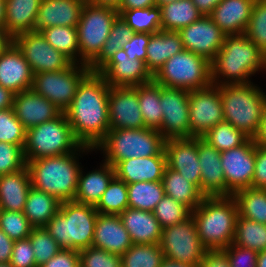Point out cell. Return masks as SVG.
Returning <instances> with one entry per match:
<instances>
[{
	"label": "cell",
	"instance_id": "obj_1",
	"mask_svg": "<svg viewBox=\"0 0 266 267\" xmlns=\"http://www.w3.org/2000/svg\"><path fill=\"white\" fill-rule=\"evenodd\" d=\"M110 85L97 72H90L78 85L70 106L64 111L74 137L95 148L109 128L108 93Z\"/></svg>",
	"mask_w": 266,
	"mask_h": 267
},
{
	"label": "cell",
	"instance_id": "obj_2",
	"mask_svg": "<svg viewBox=\"0 0 266 267\" xmlns=\"http://www.w3.org/2000/svg\"><path fill=\"white\" fill-rule=\"evenodd\" d=\"M265 54L245 34L225 36L223 45L211 62L213 85L247 84L264 70Z\"/></svg>",
	"mask_w": 266,
	"mask_h": 267
},
{
	"label": "cell",
	"instance_id": "obj_3",
	"mask_svg": "<svg viewBox=\"0 0 266 267\" xmlns=\"http://www.w3.org/2000/svg\"><path fill=\"white\" fill-rule=\"evenodd\" d=\"M95 149L81 145L75 152L27 163L33 188L56 197L60 202L73 201L81 168L79 156ZM87 152V153H86ZM80 163V164H79Z\"/></svg>",
	"mask_w": 266,
	"mask_h": 267
},
{
	"label": "cell",
	"instance_id": "obj_4",
	"mask_svg": "<svg viewBox=\"0 0 266 267\" xmlns=\"http://www.w3.org/2000/svg\"><path fill=\"white\" fill-rule=\"evenodd\" d=\"M191 215L207 249H224L234 241L238 205L233 196H205Z\"/></svg>",
	"mask_w": 266,
	"mask_h": 267
},
{
	"label": "cell",
	"instance_id": "obj_5",
	"mask_svg": "<svg viewBox=\"0 0 266 267\" xmlns=\"http://www.w3.org/2000/svg\"><path fill=\"white\" fill-rule=\"evenodd\" d=\"M97 216L93 205L65 201L44 227L61 248L81 251L92 246Z\"/></svg>",
	"mask_w": 266,
	"mask_h": 267
},
{
	"label": "cell",
	"instance_id": "obj_6",
	"mask_svg": "<svg viewBox=\"0 0 266 267\" xmlns=\"http://www.w3.org/2000/svg\"><path fill=\"white\" fill-rule=\"evenodd\" d=\"M256 85L253 82L220 85L224 121L251 139L266 109V93Z\"/></svg>",
	"mask_w": 266,
	"mask_h": 267
},
{
	"label": "cell",
	"instance_id": "obj_7",
	"mask_svg": "<svg viewBox=\"0 0 266 267\" xmlns=\"http://www.w3.org/2000/svg\"><path fill=\"white\" fill-rule=\"evenodd\" d=\"M164 143L162 134L153 128L110 129L94 149L100 150L103 160L114 167L125 159L158 155Z\"/></svg>",
	"mask_w": 266,
	"mask_h": 267
},
{
	"label": "cell",
	"instance_id": "obj_8",
	"mask_svg": "<svg viewBox=\"0 0 266 267\" xmlns=\"http://www.w3.org/2000/svg\"><path fill=\"white\" fill-rule=\"evenodd\" d=\"M82 144L74 137L64 112L53 120L26 130L23 148L26 164L41 159L75 152Z\"/></svg>",
	"mask_w": 266,
	"mask_h": 267
},
{
	"label": "cell",
	"instance_id": "obj_9",
	"mask_svg": "<svg viewBox=\"0 0 266 267\" xmlns=\"http://www.w3.org/2000/svg\"><path fill=\"white\" fill-rule=\"evenodd\" d=\"M153 80L168 88L187 91L203 89L212 84L211 62L184 49L168 59L153 76Z\"/></svg>",
	"mask_w": 266,
	"mask_h": 267
},
{
	"label": "cell",
	"instance_id": "obj_10",
	"mask_svg": "<svg viewBox=\"0 0 266 267\" xmlns=\"http://www.w3.org/2000/svg\"><path fill=\"white\" fill-rule=\"evenodd\" d=\"M118 15L115 8L85 3L77 25L80 64L89 65L100 54Z\"/></svg>",
	"mask_w": 266,
	"mask_h": 267
},
{
	"label": "cell",
	"instance_id": "obj_11",
	"mask_svg": "<svg viewBox=\"0 0 266 267\" xmlns=\"http://www.w3.org/2000/svg\"><path fill=\"white\" fill-rule=\"evenodd\" d=\"M90 72L88 65L72 63L59 71L37 73L31 89L64 112L73 101L78 85Z\"/></svg>",
	"mask_w": 266,
	"mask_h": 267
},
{
	"label": "cell",
	"instance_id": "obj_12",
	"mask_svg": "<svg viewBox=\"0 0 266 267\" xmlns=\"http://www.w3.org/2000/svg\"><path fill=\"white\" fill-rule=\"evenodd\" d=\"M159 245L165 259L197 267L207 251L200 241L192 215L180 223L162 228Z\"/></svg>",
	"mask_w": 266,
	"mask_h": 267
},
{
	"label": "cell",
	"instance_id": "obj_13",
	"mask_svg": "<svg viewBox=\"0 0 266 267\" xmlns=\"http://www.w3.org/2000/svg\"><path fill=\"white\" fill-rule=\"evenodd\" d=\"M224 121L220 86L209 85L189 91V124L191 138H201Z\"/></svg>",
	"mask_w": 266,
	"mask_h": 267
},
{
	"label": "cell",
	"instance_id": "obj_14",
	"mask_svg": "<svg viewBox=\"0 0 266 267\" xmlns=\"http://www.w3.org/2000/svg\"><path fill=\"white\" fill-rule=\"evenodd\" d=\"M13 43L22 52L33 74L59 71L73 63L63 53L52 47L41 32L30 31L19 34L13 38Z\"/></svg>",
	"mask_w": 266,
	"mask_h": 267
},
{
	"label": "cell",
	"instance_id": "obj_15",
	"mask_svg": "<svg viewBox=\"0 0 266 267\" xmlns=\"http://www.w3.org/2000/svg\"><path fill=\"white\" fill-rule=\"evenodd\" d=\"M162 123L158 131L165 140L191 138L189 91L161 86Z\"/></svg>",
	"mask_w": 266,
	"mask_h": 267
},
{
	"label": "cell",
	"instance_id": "obj_16",
	"mask_svg": "<svg viewBox=\"0 0 266 267\" xmlns=\"http://www.w3.org/2000/svg\"><path fill=\"white\" fill-rule=\"evenodd\" d=\"M255 144L249 138L239 147L221 152V166L227 185V196L252 187L255 166Z\"/></svg>",
	"mask_w": 266,
	"mask_h": 267
},
{
	"label": "cell",
	"instance_id": "obj_17",
	"mask_svg": "<svg viewBox=\"0 0 266 267\" xmlns=\"http://www.w3.org/2000/svg\"><path fill=\"white\" fill-rule=\"evenodd\" d=\"M178 33L185 50L200 55L209 62L215 59L226 36L208 15H203Z\"/></svg>",
	"mask_w": 266,
	"mask_h": 267
},
{
	"label": "cell",
	"instance_id": "obj_18",
	"mask_svg": "<svg viewBox=\"0 0 266 267\" xmlns=\"http://www.w3.org/2000/svg\"><path fill=\"white\" fill-rule=\"evenodd\" d=\"M96 72L112 87H136L153 80L145 62L131 60L123 49L113 54Z\"/></svg>",
	"mask_w": 266,
	"mask_h": 267
},
{
	"label": "cell",
	"instance_id": "obj_19",
	"mask_svg": "<svg viewBox=\"0 0 266 267\" xmlns=\"http://www.w3.org/2000/svg\"><path fill=\"white\" fill-rule=\"evenodd\" d=\"M108 111L110 129H140L146 127L139 108L138 86H110Z\"/></svg>",
	"mask_w": 266,
	"mask_h": 267
},
{
	"label": "cell",
	"instance_id": "obj_20",
	"mask_svg": "<svg viewBox=\"0 0 266 267\" xmlns=\"http://www.w3.org/2000/svg\"><path fill=\"white\" fill-rule=\"evenodd\" d=\"M164 152L167 167L179 172L200 190L198 138L167 139L164 143Z\"/></svg>",
	"mask_w": 266,
	"mask_h": 267
},
{
	"label": "cell",
	"instance_id": "obj_21",
	"mask_svg": "<svg viewBox=\"0 0 266 267\" xmlns=\"http://www.w3.org/2000/svg\"><path fill=\"white\" fill-rule=\"evenodd\" d=\"M33 71L22 52L12 43L0 54V85L14 94L30 90Z\"/></svg>",
	"mask_w": 266,
	"mask_h": 267
},
{
	"label": "cell",
	"instance_id": "obj_22",
	"mask_svg": "<svg viewBox=\"0 0 266 267\" xmlns=\"http://www.w3.org/2000/svg\"><path fill=\"white\" fill-rule=\"evenodd\" d=\"M12 108L26 129L53 120L62 113L51 101L32 89L15 94Z\"/></svg>",
	"mask_w": 266,
	"mask_h": 267
},
{
	"label": "cell",
	"instance_id": "obj_23",
	"mask_svg": "<svg viewBox=\"0 0 266 267\" xmlns=\"http://www.w3.org/2000/svg\"><path fill=\"white\" fill-rule=\"evenodd\" d=\"M198 159L201 167L200 191L205 196H227L221 152L198 138Z\"/></svg>",
	"mask_w": 266,
	"mask_h": 267
},
{
	"label": "cell",
	"instance_id": "obj_24",
	"mask_svg": "<svg viewBox=\"0 0 266 267\" xmlns=\"http://www.w3.org/2000/svg\"><path fill=\"white\" fill-rule=\"evenodd\" d=\"M130 235L117 214L98 213L92 246L123 255L132 245Z\"/></svg>",
	"mask_w": 266,
	"mask_h": 267
},
{
	"label": "cell",
	"instance_id": "obj_25",
	"mask_svg": "<svg viewBox=\"0 0 266 267\" xmlns=\"http://www.w3.org/2000/svg\"><path fill=\"white\" fill-rule=\"evenodd\" d=\"M85 0H42L34 31L52 26L77 27Z\"/></svg>",
	"mask_w": 266,
	"mask_h": 267
},
{
	"label": "cell",
	"instance_id": "obj_26",
	"mask_svg": "<svg viewBox=\"0 0 266 267\" xmlns=\"http://www.w3.org/2000/svg\"><path fill=\"white\" fill-rule=\"evenodd\" d=\"M164 149L155 156L130 158L119 161L115 166V176L126 184L143 181H161L166 169Z\"/></svg>",
	"mask_w": 266,
	"mask_h": 267
},
{
	"label": "cell",
	"instance_id": "obj_27",
	"mask_svg": "<svg viewBox=\"0 0 266 267\" xmlns=\"http://www.w3.org/2000/svg\"><path fill=\"white\" fill-rule=\"evenodd\" d=\"M255 0H221L208 15L226 36L241 35L248 26Z\"/></svg>",
	"mask_w": 266,
	"mask_h": 267
},
{
	"label": "cell",
	"instance_id": "obj_28",
	"mask_svg": "<svg viewBox=\"0 0 266 267\" xmlns=\"http://www.w3.org/2000/svg\"><path fill=\"white\" fill-rule=\"evenodd\" d=\"M119 217L133 244H159L162 227L152 212L126 208Z\"/></svg>",
	"mask_w": 266,
	"mask_h": 267
},
{
	"label": "cell",
	"instance_id": "obj_29",
	"mask_svg": "<svg viewBox=\"0 0 266 267\" xmlns=\"http://www.w3.org/2000/svg\"><path fill=\"white\" fill-rule=\"evenodd\" d=\"M100 164V168L87 173L81 168L73 201L93 206L98 203L109 183L115 177V170L112 165L104 160Z\"/></svg>",
	"mask_w": 266,
	"mask_h": 267
},
{
	"label": "cell",
	"instance_id": "obj_30",
	"mask_svg": "<svg viewBox=\"0 0 266 267\" xmlns=\"http://www.w3.org/2000/svg\"><path fill=\"white\" fill-rule=\"evenodd\" d=\"M183 50V43L178 32L160 30L150 34L146 48L147 70L154 76L168 59Z\"/></svg>",
	"mask_w": 266,
	"mask_h": 267
},
{
	"label": "cell",
	"instance_id": "obj_31",
	"mask_svg": "<svg viewBox=\"0 0 266 267\" xmlns=\"http://www.w3.org/2000/svg\"><path fill=\"white\" fill-rule=\"evenodd\" d=\"M31 185L28 167L6 175H0V209L23 212Z\"/></svg>",
	"mask_w": 266,
	"mask_h": 267
},
{
	"label": "cell",
	"instance_id": "obj_32",
	"mask_svg": "<svg viewBox=\"0 0 266 267\" xmlns=\"http://www.w3.org/2000/svg\"><path fill=\"white\" fill-rule=\"evenodd\" d=\"M5 29L15 36L34 31L42 0H5Z\"/></svg>",
	"mask_w": 266,
	"mask_h": 267
},
{
	"label": "cell",
	"instance_id": "obj_33",
	"mask_svg": "<svg viewBox=\"0 0 266 267\" xmlns=\"http://www.w3.org/2000/svg\"><path fill=\"white\" fill-rule=\"evenodd\" d=\"M161 182L165 195L187 206L191 211L198 207L205 197L193 183L167 166Z\"/></svg>",
	"mask_w": 266,
	"mask_h": 267
},
{
	"label": "cell",
	"instance_id": "obj_34",
	"mask_svg": "<svg viewBox=\"0 0 266 267\" xmlns=\"http://www.w3.org/2000/svg\"><path fill=\"white\" fill-rule=\"evenodd\" d=\"M60 204L56 197L31 187L23 213L33 228L44 227L57 214Z\"/></svg>",
	"mask_w": 266,
	"mask_h": 267
},
{
	"label": "cell",
	"instance_id": "obj_35",
	"mask_svg": "<svg viewBox=\"0 0 266 267\" xmlns=\"http://www.w3.org/2000/svg\"><path fill=\"white\" fill-rule=\"evenodd\" d=\"M160 9L163 31L178 32L203 16L192 0H177L161 6Z\"/></svg>",
	"mask_w": 266,
	"mask_h": 267
},
{
	"label": "cell",
	"instance_id": "obj_36",
	"mask_svg": "<svg viewBox=\"0 0 266 267\" xmlns=\"http://www.w3.org/2000/svg\"><path fill=\"white\" fill-rule=\"evenodd\" d=\"M161 85L152 80L138 85V101L147 128L158 130L162 123L163 109L160 103Z\"/></svg>",
	"mask_w": 266,
	"mask_h": 267
},
{
	"label": "cell",
	"instance_id": "obj_37",
	"mask_svg": "<svg viewBox=\"0 0 266 267\" xmlns=\"http://www.w3.org/2000/svg\"><path fill=\"white\" fill-rule=\"evenodd\" d=\"M128 208L153 212L157 203L165 196L161 181L134 182L127 184Z\"/></svg>",
	"mask_w": 266,
	"mask_h": 267
},
{
	"label": "cell",
	"instance_id": "obj_38",
	"mask_svg": "<svg viewBox=\"0 0 266 267\" xmlns=\"http://www.w3.org/2000/svg\"><path fill=\"white\" fill-rule=\"evenodd\" d=\"M47 42L73 63L80 64L77 27L52 26L41 31Z\"/></svg>",
	"mask_w": 266,
	"mask_h": 267
},
{
	"label": "cell",
	"instance_id": "obj_39",
	"mask_svg": "<svg viewBox=\"0 0 266 267\" xmlns=\"http://www.w3.org/2000/svg\"><path fill=\"white\" fill-rule=\"evenodd\" d=\"M233 197L240 216L266 225V189L249 187L237 191Z\"/></svg>",
	"mask_w": 266,
	"mask_h": 267
},
{
	"label": "cell",
	"instance_id": "obj_40",
	"mask_svg": "<svg viewBox=\"0 0 266 267\" xmlns=\"http://www.w3.org/2000/svg\"><path fill=\"white\" fill-rule=\"evenodd\" d=\"M134 33L132 28L118 15L100 54L88 65L91 72H96L113 54L121 50L122 46L131 40Z\"/></svg>",
	"mask_w": 266,
	"mask_h": 267
},
{
	"label": "cell",
	"instance_id": "obj_41",
	"mask_svg": "<svg viewBox=\"0 0 266 267\" xmlns=\"http://www.w3.org/2000/svg\"><path fill=\"white\" fill-rule=\"evenodd\" d=\"M233 244L257 252L266 250V225L238 214Z\"/></svg>",
	"mask_w": 266,
	"mask_h": 267
},
{
	"label": "cell",
	"instance_id": "obj_42",
	"mask_svg": "<svg viewBox=\"0 0 266 267\" xmlns=\"http://www.w3.org/2000/svg\"><path fill=\"white\" fill-rule=\"evenodd\" d=\"M122 19L135 33H157L161 30V9L159 6L118 10Z\"/></svg>",
	"mask_w": 266,
	"mask_h": 267
},
{
	"label": "cell",
	"instance_id": "obj_43",
	"mask_svg": "<svg viewBox=\"0 0 266 267\" xmlns=\"http://www.w3.org/2000/svg\"><path fill=\"white\" fill-rule=\"evenodd\" d=\"M164 254L159 244H132L121 255L122 267H160Z\"/></svg>",
	"mask_w": 266,
	"mask_h": 267
},
{
	"label": "cell",
	"instance_id": "obj_44",
	"mask_svg": "<svg viewBox=\"0 0 266 267\" xmlns=\"http://www.w3.org/2000/svg\"><path fill=\"white\" fill-rule=\"evenodd\" d=\"M201 138L219 152L239 147L249 139L243 132L226 121L217 124Z\"/></svg>",
	"mask_w": 266,
	"mask_h": 267
},
{
	"label": "cell",
	"instance_id": "obj_45",
	"mask_svg": "<svg viewBox=\"0 0 266 267\" xmlns=\"http://www.w3.org/2000/svg\"><path fill=\"white\" fill-rule=\"evenodd\" d=\"M94 207L101 214H121L128 208L127 184L115 176Z\"/></svg>",
	"mask_w": 266,
	"mask_h": 267
},
{
	"label": "cell",
	"instance_id": "obj_46",
	"mask_svg": "<svg viewBox=\"0 0 266 267\" xmlns=\"http://www.w3.org/2000/svg\"><path fill=\"white\" fill-rule=\"evenodd\" d=\"M191 212L187 206L165 195L157 203L152 213L155 215L160 226L165 228L186 220L191 216Z\"/></svg>",
	"mask_w": 266,
	"mask_h": 267
},
{
	"label": "cell",
	"instance_id": "obj_47",
	"mask_svg": "<svg viewBox=\"0 0 266 267\" xmlns=\"http://www.w3.org/2000/svg\"><path fill=\"white\" fill-rule=\"evenodd\" d=\"M29 240L34 251L37 267L42 266L61 249L57 241L48 233L45 227L32 228Z\"/></svg>",
	"mask_w": 266,
	"mask_h": 267
},
{
	"label": "cell",
	"instance_id": "obj_48",
	"mask_svg": "<svg viewBox=\"0 0 266 267\" xmlns=\"http://www.w3.org/2000/svg\"><path fill=\"white\" fill-rule=\"evenodd\" d=\"M244 34L266 53V0H255Z\"/></svg>",
	"mask_w": 266,
	"mask_h": 267
},
{
	"label": "cell",
	"instance_id": "obj_49",
	"mask_svg": "<svg viewBox=\"0 0 266 267\" xmlns=\"http://www.w3.org/2000/svg\"><path fill=\"white\" fill-rule=\"evenodd\" d=\"M26 128L15 116L13 108L0 110V142L24 148Z\"/></svg>",
	"mask_w": 266,
	"mask_h": 267
},
{
	"label": "cell",
	"instance_id": "obj_50",
	"mask_svg": "<svg viewBox=\"0 0 266 267\" xmlns=\"http://www.w3.org/2000/svg\"><path fill=\"white\" fill-rule=\"evenodd\" d=\"M32 228L23 212L0 209V229L12 240L28 238Z\"/></svg>",
	"mask_w": 266,
	"mask_h": 267
},
{
	"label": "cell",
	"instance_id": "obj_51",
	"mask_svg": "<svg viewBox=\"0 0 266 267\" xmlns=\"http://www.w3.org/2000/svg\"><path fill=\"white\" fill-rule=\"evenodd\" d=\"M80 267H122L121 255L90 246L79 251Z\"/></svg>",
	"mask_w": 266,
	"mask_h": 267
},
{
	"label": "cell",
	"instance_id": "obj_52",
	"mask_svg": "<svg viewBox=\"0 0 266 267\" xmlns=\"http://www.w3.org/2000/svg\"><path fill=\"white\" fill-rule=\"evenodd\" d=\"M26 166L21 146L0 142V175L18 172Z\"/></svg>",
	"mask_w": 266,
	"mask_h": 267
},
{
	"label": "cell",
	"instance_id": "obj_53",
	"mask_svg": "<svg viewBox=\"0 0 266 267\" xmlns=\"http://www.w3.org/2000/svg\"><path fill=\"white\" fill-rule=\"evenodd\" d=\"M9 263L12 267H37L29 237L14 241Z\"/></svg>",
	"mask_w": 266,
	"mask_h": 267
},
{
	"label": "cell",
	"instance_id": "obj_54",
	"mask_svg": "<svg viewBox=\"0 0 266 267\" xmlns=\"http://www.w3.org/2000/svg\"><path fill=\"white\" fill-rule=\"evenodd\" d=\"M224 250L227 253L230 267H256L258 252L230 244Z\"/></svg>",
	"mask_w": 266,
	"mask_h": 267
},
{
	"label": "cell",
	"instance_id": "obj_55",
	"mask_svg": "<svg viewBox=\"0 0 266 267\" xmlns=\"http://www.w3.org/2000/svg\"><path fill=\"white\" fill-rule=\"evenodd\" d=\"M150 34L149 33H134L131 40L122 46L125 50L127 56L131 60L139 59L146 62V48L149 43Z\"/></svg>",
	"mask_w": 266,
	"mask_h": 267
},
{
	"label": "cell",
	"instance_id": "obj_56",
	"mask_svg": "<svg viewBox=\"0 0 266 267\" xmlns=\"http://www.w3.org/2000/svg\"><path fill=\"white\" fill-rule=\"evenodd\" d=\"M252 188L266 189V148L255 146V166Z\"/></svg>",
	"mask_w": 266,
	"mask_h": 267
},
{
	"label": "cell",
	"instance_id": "obj_57",
	"mask_svg": "<svg viewBox=\"0 0 266 267\" xmlns=\"http://www.w3.org/2000/svg\"><path fill=\"white\" fill-rule=\"evenodd\" d=\"M40 267H80L79 251L61 248L55 256Z\"/></svg>",
	"mask_w": 266,
	"mask_h": 267
},
{
	"label": "cell",
	"instance_id": "obj_58",
	"mask_svg": "<svg viewBox=\"0 0 266 267\" xmlns=\"http://www.w3.org/2000/svg\"><path fill=\"white\" fill-rule=\"evenodd\" d=\"M198 267H230V263L224 249H207Z\"/></svg>",
	"mask_w": 266,
	"mask_h": 267
},
{
	"label": "cell",
	"instance_id": "obj_59",
	"mask_svg": "<svg viewBox=\"0 0 266 267\" xmlns=\"http://www.w3.org/2000/svg\"><path fill=\"white\" fill-rule=\"evenodd\" d=\"M14 240L0 229V263H9L12 255Z\"/></svg>",
	"mask_w": 266,
	"mask_h": 267
},
{
	"label": "cell",
	"instance_id": "obj_60",
	"mask_svg": "<svg viewBox=\"0 0 266 267\" xmlns=\"http://www.w3.org/2000/svg\"><path fill=\"white\" fill-rule=\"evenodd\" d=\"M252 140L256 146L260 148H266V109L262 115L257 131Z\"/></svg>",
	"mask_w": 266,
	"mask_h": 267
},
{
	"label": "cell",
	"instance_id": "obj_61",
	"mask_svg": "<svg viewBox=\"0 0 266 267\" xmlns=\"http://www.w3.org/2000/svg\"><path fill=\"white\" fill-rule=\"evenodd\" d=\"M156 0H122L117 10H131L156 6Z\"/></svg>",
	"mask_w": 266,
	"mask_h": 267
},
{
	"label": "cell",
	"instance_id": "obj_62",
	"mask_svg": "<svg viewBox=\"0 0 266 267\" xmlns=\"http://www.w3.org/2000/svg\"><path fill=\"white\" fill-rule=\"evenodd\" d=\"M192 2L203 15H209L221 0H192Z\"/></svg>",
	"mask_w": 266,
	"mask_h": 267
},
{
	"label": "cell",
	"instance_id": "obj_63",
	"mask_svg": "<svg viewBox=\"0 0 266 267\" xmlns=\"http://www.w3.org/2000/svg\"><path fill=\"white\" fill-rule=\"evenodd\" d=\"M14 93L0 85V110L13 107Z\"/></svg>",
	"mask_w": 266,
	"mask_h": 267
},
{
	"label": "cell",
	"instance_id": "obj_64",
	"mask_svg": "<svg viewBox=\"0 0 266 267\" xmlns=\"http://www.w3.org/2000/svg\"><path fill=\"white\" fill-rule=\"evenodd\" d=\"M13 43V37L6 31L5 27H0V54H2Z\"/></svg>",
	"mask_w": 266,
	"mask_h": 267
},
{
	"label": "cell",
	"instance_id": "obj_65",
	"mask_svg": "<svg viewBox=\"0 0 266 267\" xmlns=\"http://www.w3.org/2000/svg\"><path fill=\"white\" fill-rule=\"evenodd\" d=\"M86 3L118 9L122 0H85Z\"/></svg>",
	"mask_w": 266,
	"mask_h": 267
},
{
	"label": "cell",
	"instance_id": "obj_66",
	"mask_svg": "<svg viewBox=\"0 0 266 267\" xmlns=\"http://www.w3.org/2000/svg\"><path fill=\"white\" fill-rule=\"evenodd\" d=\"M160 267H197L186 263L173 262L168 259H164Z\"/></svg>",
	"mask_w": 266,
	"mask_h": 267
},
{
	"label": "cell",
	"instance_id": "obj_67",
	"mask_svg": "<svg viewBox=\"0 0 266 267\" xmlns=\"http://www.w3.org/2000/svg\"><path fill=\"white\" fill-rule=\"evenodd\" d=\"M6 1L0 0V27H5Z\"/></svg>",
	"mask_w": 266,
	"mask_h": 267
},
{
	"label": "cell",
	"instance_id": "obj_68",
	"mask_svg": "<svg viewBox=\"0 0 266 267\" xmlns=\"http://www.w3.org/2000/svg\"><path fill=\"white\" fill-rule=\"evenodd\" d=\"M256 267H266V250L258 252Z\"/></svg>",
	"mask_w": 266,
	"mask_h": 267
},
{
	"label": "cell",
	"instance_id": "obj_69",
	"mask_svg": "<svg viewBox=\"0 0 266 267\" xmlns=\"http://www.w3.org/2000/svg\"><path fill=\"white\" fill-rule=\"evenodd\" d=\"M177 0H156L157 6L161 7L163 5L175 2Z\"/></svg>",
	"mask_w": 266,
	"mask_h": 267
},
{
	"label": "cell",
	"instance_id": "obj_70",
	"mask_svg": "<svg viewBox=\"0 0 266 267\" xmlns=\"http://www.w3.org/2000/svg\"><path fill=\"white\" fill-rule=\"evenodd\" d=\"M0 267H12L10 263H0Z\"/></svg>",
	"mask_w": 266,
	"mask_h": 267
},
{
	"label": "cell",
	"instance_id": "obj_71",
	"mask_svg": "<svg viewBox=\"0 0 266 267\" xmlns=\"http://www.w3.org/2000/svg\"><path fill=\"white\" fill-rule=\"evenodd\" d=\"M264 71H266V53H265V60H264Z\"/></svg>",
	"mask_w": 266,
	"mask_h": 267
}]
</instances>
